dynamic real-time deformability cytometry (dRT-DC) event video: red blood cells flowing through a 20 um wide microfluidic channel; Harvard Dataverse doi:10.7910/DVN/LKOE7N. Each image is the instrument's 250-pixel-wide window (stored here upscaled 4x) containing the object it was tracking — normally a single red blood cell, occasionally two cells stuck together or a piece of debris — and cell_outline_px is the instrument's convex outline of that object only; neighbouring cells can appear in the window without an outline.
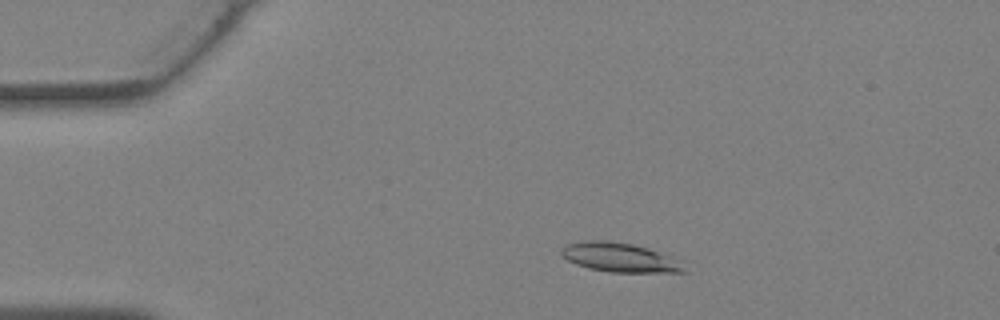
{"species": "Egyptian fruit bat (a non-hibernating species)", "species_latin": "Rousettus aegyptiacus", "temperature_condition": "warm", "stored_images_in_passage": 37, "camera_frame_rate_fps": 3000, "um_per_image_px": 0.085, "animal": {"sex": "female"}, "frame": {"image": 1, "passage_image": 7, "time_ms": 2.0, "image_size_px": [1000, 320], "cell_outline_px": [[692, 272], [608, 272], [588, 268], [576, 264], [568, 260], [560, 252], [560, 248], [568, 244], [584, 240], [608, 240], [632, 244], [648, 248], [692, 260]], "centroid_in_image_um": [52.96, 21.9], "position_along_channel_um": 32.0, "area_um2": 22.14}}
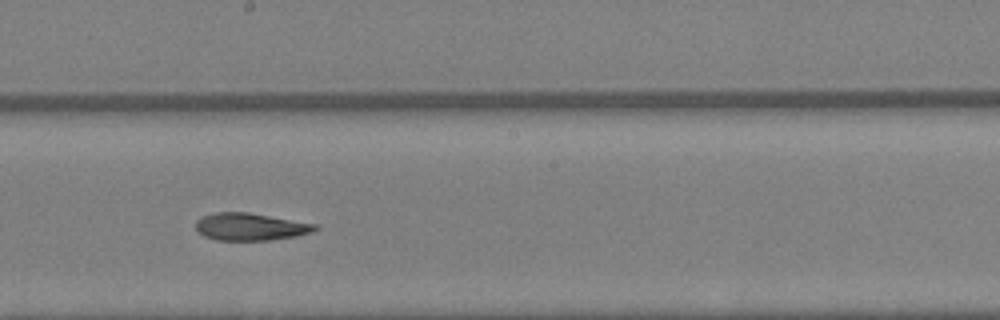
{"frame": {"image": 2, "passage_image": 21, "time_ms": 6.667, "image_size_px": [1000, 320], "cell_outline_px": [[320, 228], [312, 232], [296, 236], [268, 240], [216, 240], [204, 236], [196, 228], [196, 220], [204, 216], [216, 212], [248, 212], [316, 224]], "centroid_in_image_um": [21.29, 19.27], "position_along_channel_um": 226.9, "area_um2": 18.9}}
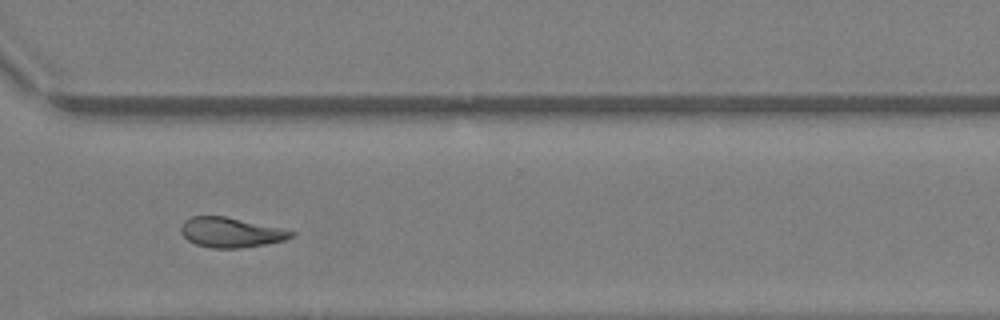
{"frame": {"image": 3, "passage_image": 28, "time_ms": 9.0, "image_size_px": [1000, 320], "cell_outline_px": [[296, 232], [292, 236], [284, 240], [264, 244], [240, 248], [212, 248], [196, 244], [188, 240], [180, 232], [180, 224], [184, 220], [192, 216], [224, 216]], "centroid_in_image_um": [19.54, 19.75], "position_along_channel_um": 351.1, "area_um2": 18.9}}